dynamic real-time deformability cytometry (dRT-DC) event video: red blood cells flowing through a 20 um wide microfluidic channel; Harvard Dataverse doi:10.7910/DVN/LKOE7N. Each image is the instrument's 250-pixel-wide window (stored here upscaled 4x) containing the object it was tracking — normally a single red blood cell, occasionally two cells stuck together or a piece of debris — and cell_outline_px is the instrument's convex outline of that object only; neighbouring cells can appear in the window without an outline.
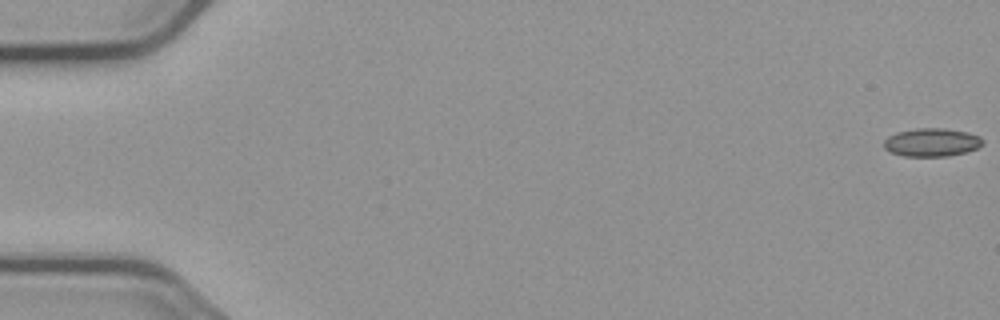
{"species": "common noctule bat (a hibernating species)", "species_latin": "Nyctalus noctula", "temperature_condition": "cold", "stored_images_in_passage": 5, "camera_frame_rate_fps": 3000, "um_per_image_px": 0.085, "animal": {"sex": "male", "body_mass_g": 23.1, "forearm_length_mm": 52.7}, "frame": {"image": 1, "passage_image": 1, "time_ms": 0.0, "image_size_px": [1000, 320], "cell_outline_px": [[984, 144], [976, 148], [964, 152], [948, 156], [904, 156], [888, 152], [884, 148], [884, 140], [888, 136], [896, 132], [916, 128], [944, 128], [968, 132], [980, 136], [984, 140]], "centroid_in_image_um": [79.18, 12.09], "position_along_channel_um": 5.8, "area_um2": 16.42}}
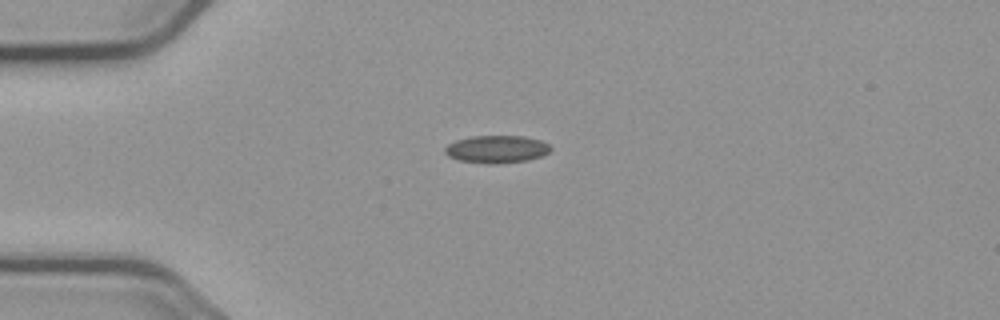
{"frame": {"image": 2, "passage_image": 4, "time_ms": 4.667, "image_size_px": [1000, 320], "cell_outline_px": [[552, 148], [548, 152], [540, 156], [528, 160], [496, 164], [488, 164], [460, 160], [448, 156], [444, 152], [444, 148], [448, 144], [456, 140], [472, 136], [524, 136], [540, 140], [548, 144]], "centroid_in_image_um": [42.2, 12.68], "position_along_channel_um": 42.8, "area_um2": 16.94}}